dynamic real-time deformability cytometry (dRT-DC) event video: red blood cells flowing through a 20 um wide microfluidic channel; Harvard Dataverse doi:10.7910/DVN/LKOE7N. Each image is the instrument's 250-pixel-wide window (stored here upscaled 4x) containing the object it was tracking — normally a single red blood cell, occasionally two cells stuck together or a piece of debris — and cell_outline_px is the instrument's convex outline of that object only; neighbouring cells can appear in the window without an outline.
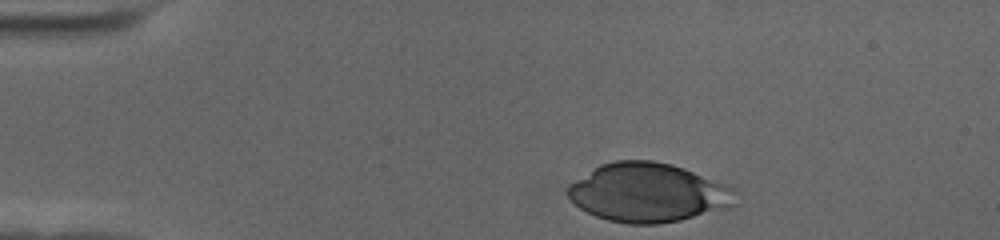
{"species": "human", "species_latin": "Homo sapiens", "temperature_condition": "cold", "stored_images_in_passage": 36, "camera_frame_rate_fps": 3000, "um_per_image_px": 0.085, "donor": {"sex": "female"}, "frame": {"image": 1, "passage_image": 1, "time_ms": 0.0, "image_size_px": [1000, 240], "cell_outline_px": [[740, 192], [736, 204], [732, 208], [680, 220], [656, 224], [628, 224], [608, 220], [596, 216], [580, 208], [568, 196], [568, 184], [600, 164], [616, 160], [652, 160], [672, 164], [684, 168], [736, 188]], "centroid_in_image_um": [55.16, 16.37], "position_along_channel_um": 29.8, "area_um2": 58.15}}